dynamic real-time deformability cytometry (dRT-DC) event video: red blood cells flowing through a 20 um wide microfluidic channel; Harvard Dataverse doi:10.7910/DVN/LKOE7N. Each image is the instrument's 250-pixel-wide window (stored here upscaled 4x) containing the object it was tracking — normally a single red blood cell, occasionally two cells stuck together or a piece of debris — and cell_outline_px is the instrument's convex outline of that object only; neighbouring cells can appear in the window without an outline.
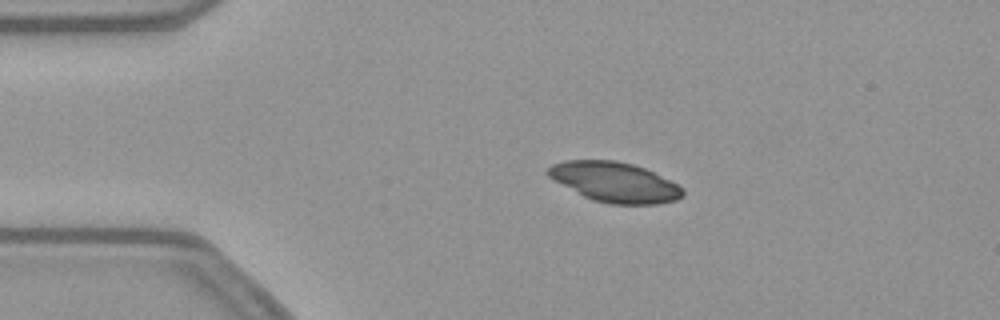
{"species": "common noctule bat (a hibernating species)", "species_latin": "Nyctalus noctula", "temperature_condition": "warm", "stored_images_in_passage": 44, "camera_frame_rate_fps": 3000, "um_per_image_px": 0.085, "animal": {"sex": "female", "body_mass_g": 21.9}, "frame": {"image": 1, "passage_image": 1, "time_ms": 0.0, "image_size_px": [1000, 320], "cell_outline_px": [[684, 196], [676, 200], [656, 204], [608, 204], [592, 200], [552, 180], [544, 172], [552, 164], [564, 160], [616, 160], [632, 164], [644, 168], [684, 188]], "centroid_in_image_um": [52.21, 15.48], "position_along_channel_um": 32.8, "area_um2": 31.39}}